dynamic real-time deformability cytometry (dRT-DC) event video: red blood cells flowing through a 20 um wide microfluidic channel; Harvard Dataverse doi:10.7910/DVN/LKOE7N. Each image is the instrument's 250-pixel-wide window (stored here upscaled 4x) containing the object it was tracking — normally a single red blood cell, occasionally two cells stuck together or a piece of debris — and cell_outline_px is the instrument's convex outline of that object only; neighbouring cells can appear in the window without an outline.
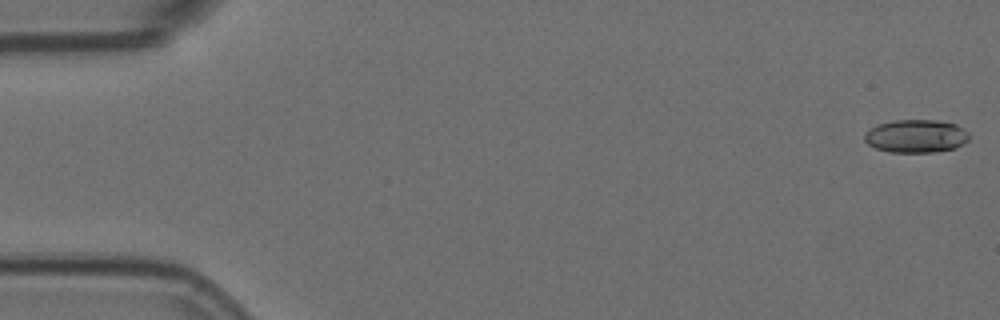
{"species": "Egyptian fruit bat (a non-hibernating species)", "species_latin": "Rousettus aegyptiacus", "temperature_condition": "room temperature", "stored_images_in_passage": 8, "camera_frame_rate_fps": 3000, "um_per_image_px": 0.085, "animal": {"sex": "female"}, "frame": {"image": 1, "passage_image": 1, "time_ms": 0.0, "image_size_px": [1000, 320], "cell_outline_px": [[968, 140], [964, 144], [956, 148], [932, 152], [892, 152], [876, 148], [868, 144], [864, 140], [864, 132], [868, 128], [876, 124], [896, 120], [936, 120], [956, 124], [968, 132]], "centroid_in_image_um": [77.84, 11.56], "position_along_channel_um": 7.2, "area_um2": 20.29}}
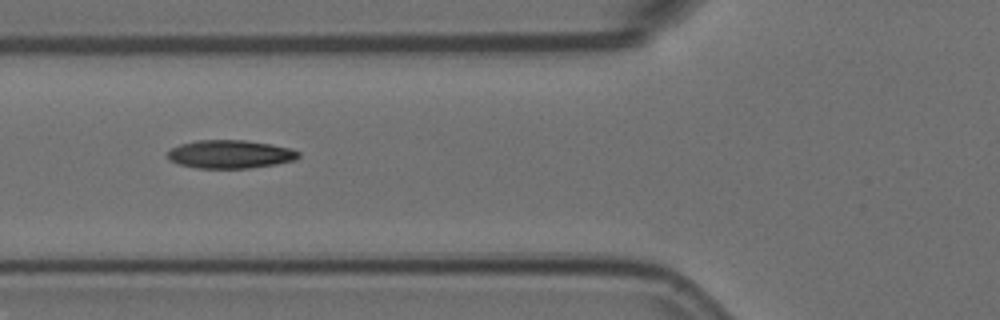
{"frame": {"image": 2, "passage_image": 6, "time_ms": 1.667, "image_size_px": [1000, 320], "cell_outline_px": [[300, 156], [296, 160], [276, 164], [248, 168], [196, 168], [180, 164], [168, 160], [168, 152], [172, 148], [180, 144], [196, 140], [244, 140], [272, 144], [292, 148], [300, 152]], "centroid_in_image_um": [19.6, 13.1], "position_along_channel_um": 106.2, "area_um2": 21.68}}
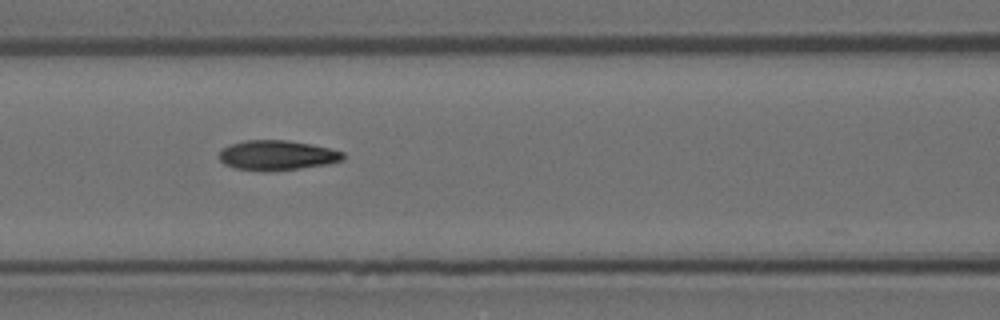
{"frame": {"image": 3, "passage_image": 7, "time_ms": 2.0, "image_size_px": [1000, 320], "cell_outline_px": [[344, 160], [328, 164], [300, 168], [236, 168], [224, 164], [220, 160], [220, 152], [228, 144], [244, 140], [288, 140], [312, 144], [344, 152]], "centroid_in_image_um": [23.59, 13.14], "position_along_channel_um": 143.0, "area_um2": 20.75}}